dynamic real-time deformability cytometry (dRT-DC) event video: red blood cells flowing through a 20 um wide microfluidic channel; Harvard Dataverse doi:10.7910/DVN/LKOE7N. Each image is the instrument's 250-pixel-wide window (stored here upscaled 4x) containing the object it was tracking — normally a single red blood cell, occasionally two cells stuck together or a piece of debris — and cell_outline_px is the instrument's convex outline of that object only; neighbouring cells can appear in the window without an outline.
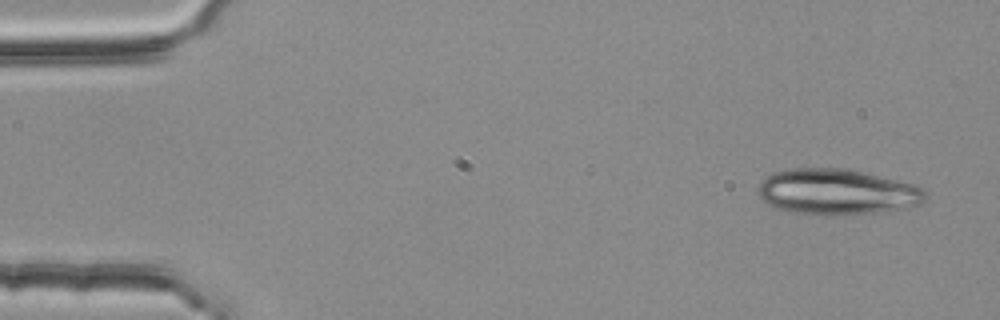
{"species": "common noctule bat (a hibernating species)", "species_latin": "Nyctalus noctula", "temperature_condition": "room temperature", "stored_images_in_passage": 3, "camera_frame_rate_fps": 3000, "um_per_image_px": 0.085, "animal": {"sex": "female", "body_mass_g": 25.1}, "frame": {"image": 1, "passage_image": 1, "time_ms": 0.0, "image_size_px": [1000, 320], "cell_outline_px": [[928, 196], [920, 204], [900, 208], [876, 212], [832, 216], [824, 216], [788, 212], [772, 208], [760, 196], [760, 184], [772, 172], [792, 168], [840, 168], [864, 172], [912, 184], [920, 188]], "centroid_in_image_um": [71.09, 16.32], "position_along_channel_um": 13.9, "area_um2": 44.39}}